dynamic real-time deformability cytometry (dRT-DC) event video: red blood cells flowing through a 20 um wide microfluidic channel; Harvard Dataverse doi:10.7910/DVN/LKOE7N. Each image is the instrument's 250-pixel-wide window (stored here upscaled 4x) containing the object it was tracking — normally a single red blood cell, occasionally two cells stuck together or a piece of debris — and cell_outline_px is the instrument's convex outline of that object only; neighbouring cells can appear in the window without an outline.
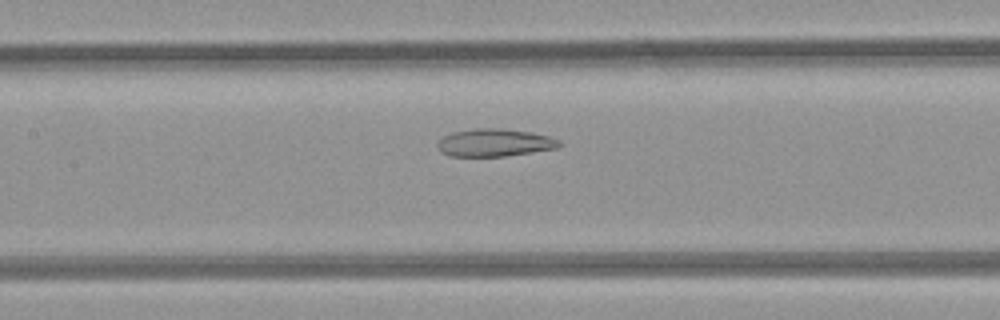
{"species": "common noctule bat (a hibernating species)", "species_latin": "Nyctalus noctula", "temperature_condition": "room temperature", "stored_images_in_passage": 38, "camera_frame_rate_fps": 3000, "um_per_image_px": 0.085, "animal": {"sex": "female", "body_mass_g": 21.9}, "frame": {"image": 1, "passage_image": 11, "time_ms": 3.333, "image_size_px": [1000, 320], "cell_outline_px": [[564, 144], [556, 148], [504, 156], [452, 156], [440, 152], [436, 144], [444, 136], [456, 132], [476, 128], [504, 128], [532, 132], [548, 136], [560, 140]], "centroid_in_image_um": [42.07, 12.12], "position_along_channel_um": 165.3, "area_um2": 19.54}}
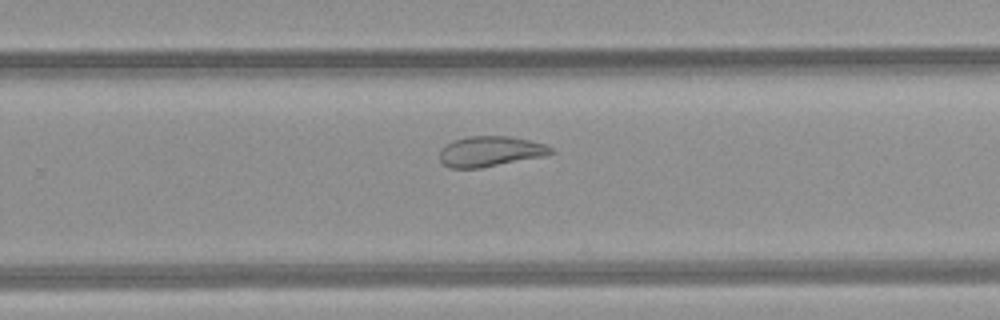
{"frame": {"image": 2, "passage_image": 20, "time_ms": 6.333, "image_size_px": [1000, 320], "cell_outline_px": [[556, 152], [548, 156], [480, 168], [448, 168], [440, 160], [440, 152], [452, 140], [468, 136], [508, 136], [528, 140], [544, 144], [552, 148]], "centroid_in_image_um": [41.72, 12.88], "position_along_channel_um": 288.1, "area_um2": 19.77}}
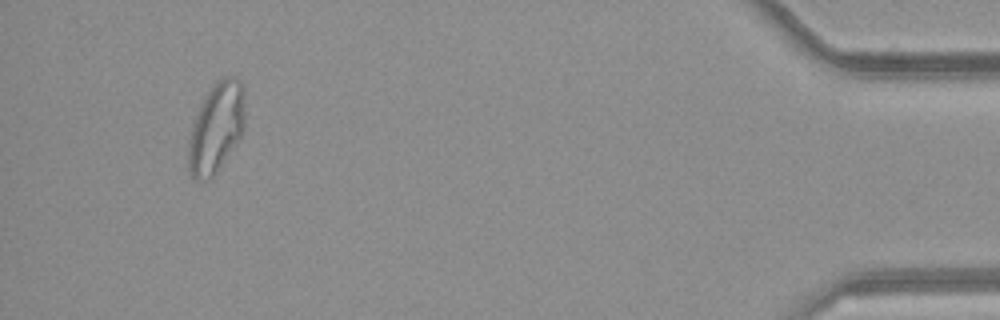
{"frame": {"image": 3, "passage_image": 35, "time_ms": 11.333, "image_size_px": [1000, 320], "cell_outline_px": [[244, 132], [212, 176], [208, 180], [196, 180], [192, 176], [188, 168], [188, 152], [192, 128], [200, 104], [212, 84], [216, 80], [224, 76], [236, 76], [244, 84]], "centroid_in_image_um": [18.4, 10.79], "position_along_channel_um": 416.8, "area_um2": 29.48}, "authors_computed_cell_mechanics": {"area_um2": 22.5709, "velocity_mm_per_s": 4.1176, "shape_relaxation_time_tau1_ms": null, "shape_relaxation_time_tau2_ms": 1.9263, "deformation_change_tau1": null, "deformation_change_tau2": 0.0817}}